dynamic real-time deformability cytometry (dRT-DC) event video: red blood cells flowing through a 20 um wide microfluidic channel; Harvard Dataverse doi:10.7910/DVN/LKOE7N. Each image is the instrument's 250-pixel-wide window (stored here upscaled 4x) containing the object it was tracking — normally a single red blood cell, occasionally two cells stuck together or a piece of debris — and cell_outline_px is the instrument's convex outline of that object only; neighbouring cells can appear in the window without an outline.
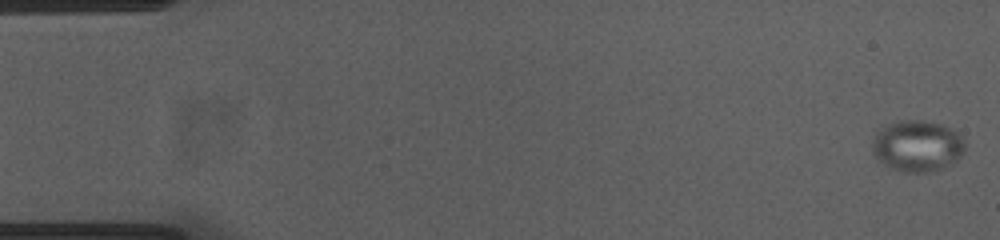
{"species": "common noctule bat (a hibernating species)", "species_latin": "Nyctalus noctula", "temperature_condition": "cold", "stored_images_in_passage": 54, "camera_frame_rate_fps": 3000, "um_per_image_px": 0.085, "animal": {"sex": "female", "body_mass_g": 23.0, "forearm_length_mm": 53.4}, "frame": {"image": 1, "passage_image": 1, "time_ms": 0.0, "image_size_px": [1000, 240], "cell_outline_px": [[964, 152], [956, 160], [940, 168], [928, 172], [900, 172], [888, 168], [876, 160], [872, 152], [872, 140], [876, 128], [900, 120], [924, 120], [940, 124], [956, 132], [960, 136], [964, 144]], "centroid_in_image_um": [77.87, 12.4], "position_along_channel_um": 7.1, "area_um2": 27.98}}
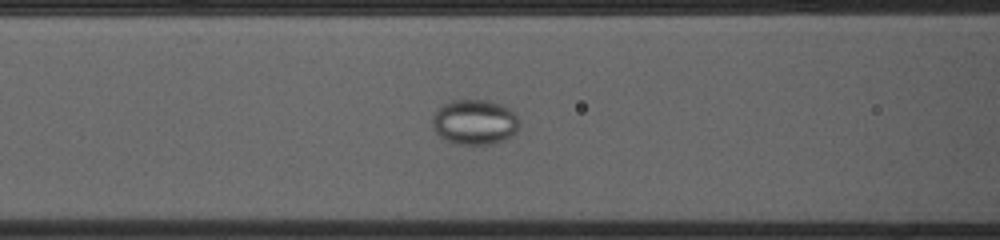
{"frame": {"image": 2, "passage_image": 22, "time_ms": 7.0, "image_size_px": [1000, 240], "cell_outline_px": [[520, 124], [516, 132], [512, 136], [504, 140], [492, 144], [460, 144], [448, 140], [440, 136], [432, 128], [432, 116], [444, 104], [452, 100], [488, 100], [500, 104], [516, 112]], "centroid_in_image_um": [40.38, 10.37], "position_along_channel_um": 126.2, "area_um2": 22.89}}
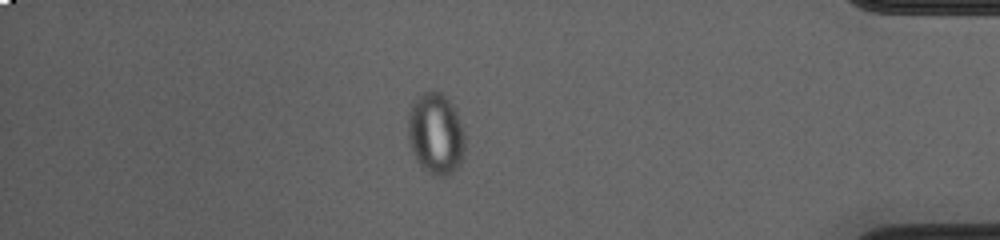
{"frame": {"image": 3, "passage_image": 47, "time_ms": 15.333, "image_size_px": [1000, 240], "cell_outline_px": [[464, 156], [460, 164], [456, 168], [444, 176], [432, 176], [416, 160], [412, 152], [408, 136], [408, 112], [412, 104], [424, 92], [440, 92], [456, 108], [464, 132]], "centroid_in_image_um": [37.05, 11.38], "position_along_channel_um": 398.2, "area_um2": 26.93}}